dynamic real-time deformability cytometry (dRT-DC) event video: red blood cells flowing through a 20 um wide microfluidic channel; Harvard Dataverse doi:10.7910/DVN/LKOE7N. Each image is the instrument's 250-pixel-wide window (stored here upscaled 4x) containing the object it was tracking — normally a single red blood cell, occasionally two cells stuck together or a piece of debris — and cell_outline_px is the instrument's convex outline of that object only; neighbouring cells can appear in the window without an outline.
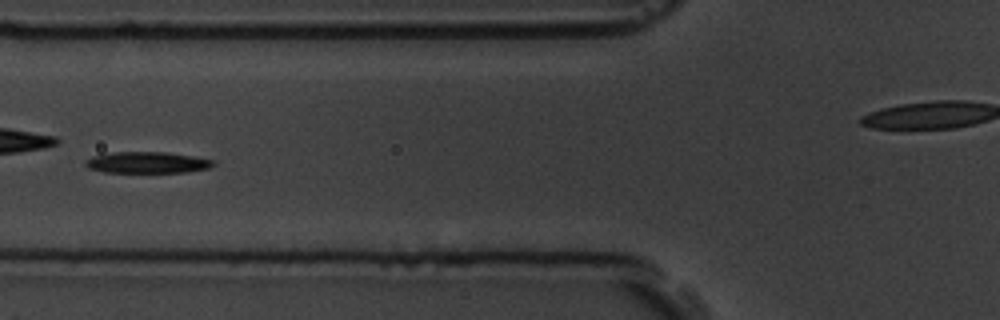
{"species": "common noctule bat (a hibernating species)", "species_latin": "Nyctalus noctula", "temperature_condition": "room temperature", "stored_images_in_passage": 7, "camera_frame_rate_fps": 3000, "um_per_image_px": 0.085, "animal": {"sex": "male", "body_mass_g": 19.5, "forearm_length_mm": 54.6}, "frame": {"image": 1, "passage_image": 7, "time_ms": 7.0, "image_size_px": [1000, 320], "cell_outline_px": [[216, 164], [208, 168], [184, 172], [104, 172], [88, 168], [84, 164], [84, 160], [92, 156], [112, 152], [164, 152], [196, 156], [216, 160]], "centroid_in_image_um": [12.52, 13.8], "position_along_channel_um": 113.3, "area_um2": 16.01}}